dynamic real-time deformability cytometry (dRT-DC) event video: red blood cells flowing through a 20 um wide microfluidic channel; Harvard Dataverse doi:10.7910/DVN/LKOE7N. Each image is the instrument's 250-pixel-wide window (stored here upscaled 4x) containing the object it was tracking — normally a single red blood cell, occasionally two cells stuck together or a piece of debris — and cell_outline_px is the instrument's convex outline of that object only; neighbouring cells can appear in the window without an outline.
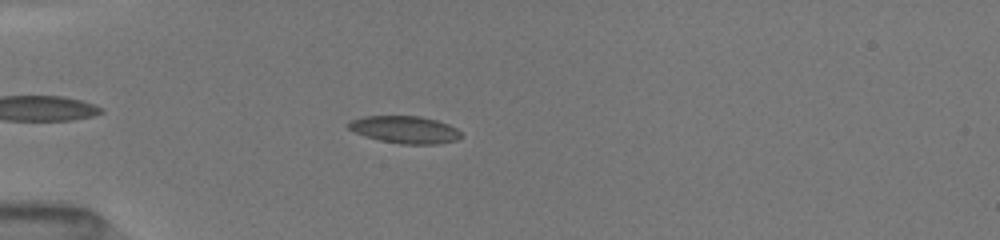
{"species": "common noctule bat (a hibernating species)", "species_latin": "Nyctalus noctula", "temperature_condition": "room temperature", "stored_images_in_passage": 42, "camera_frame_rate_fps": 3000, "um_per_image_px": 0.085, "animal": {"sex": "female", "body_mass_g": 19.5, "forearm_length_mm": 54.1}, "frame": {"image": 1, "passage_image": 6, "time_ms": 1.667, "image_size_px": [1000, 240], "cell_outline_px": [[464, 136], [456, 140], [436, 144], [400, 144], [380, 140], [364, 136], [348, 128], [348, 124], [352, 120], [364, 116], [420, 116], [436, 120], [448, 124], [456, 128]], "centroid_in_image_um": [34.44, 11.02], "position_along_channel_um": 50.6, "area_um2": 17.86}}
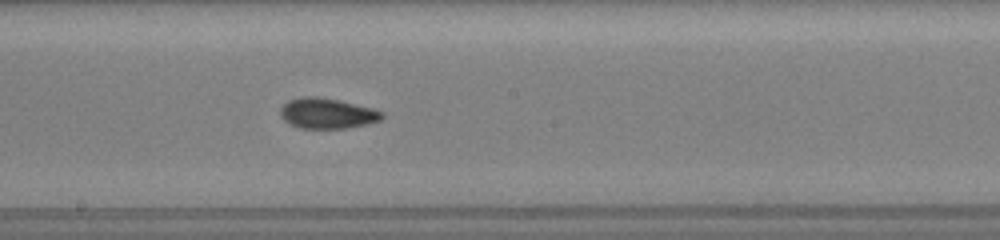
{"frame": {"image": 2, "passage_image": 20, "time_ms": 6.333, "image_size_px": [1000, 240], "cell_outline_px": [[384, 116], [380, 120], [368, 124], [344, 128], [300, 128], [284, 120], [280, 116], [280, 108], [288, 100], [304, 96], [316, 96], [336, 100], [372, 108], [384, 112]], "centroid_in_image_um": [27.8, 9.63], "position_along_channel_um": 220.4, "area_um2": 17.86}}
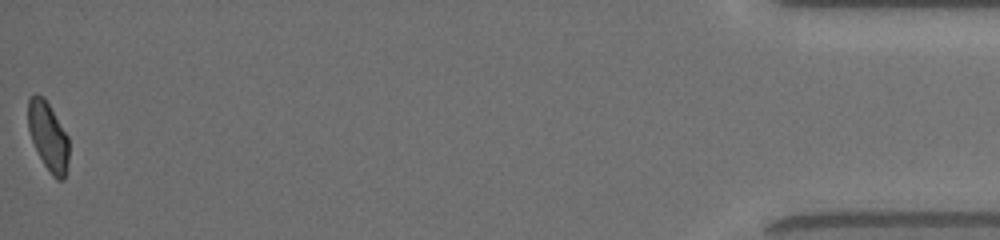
{"frame": {"image": 3, "passage_image": 42, "time_ms": 13.667, "image_size_px": [1000, 240], "cell_outline_px": [[68, 160], [64, 180], [56, 180], [52, 176], [44, 164], [32, 140], [28, 128], [28, 96], [36, 92], [44, 96], [68, 136]], "centroid_in_image_um": [4.08, 11.55], "position_along_channel_um": 431.1, "area_um2": 16.36}, "authors_computed_cell_mechanics": {"area_um2": 17.5712, "velocity_mm_per_s": 4.0608, "shape_relaxation_time_tau1_ms": null, "shape_relaxation_time_tau2_ms": 1.6659, "deformation_change_tau1": null, "deformation_change_tau2": 0.0719}}